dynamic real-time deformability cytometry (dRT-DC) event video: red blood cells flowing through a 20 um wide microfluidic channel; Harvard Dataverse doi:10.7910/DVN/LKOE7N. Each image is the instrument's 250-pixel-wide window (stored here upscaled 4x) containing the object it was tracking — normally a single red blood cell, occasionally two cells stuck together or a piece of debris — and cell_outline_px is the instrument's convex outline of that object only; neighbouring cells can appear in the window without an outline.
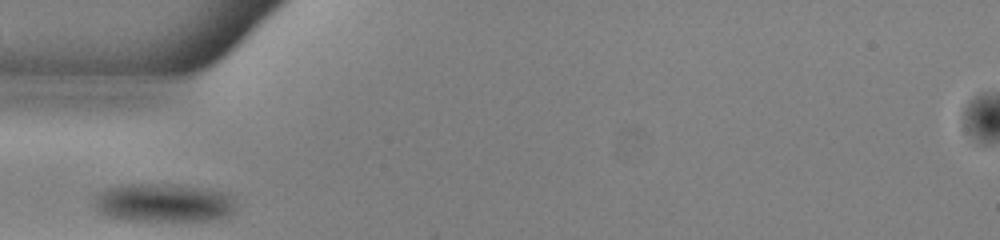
{"species": "common noctule bat (a hibernating species)", "species_latin": "Nyctalus noctula", "temperature_condition": "warm", "stored_images_in_passage": 26, "camera_frame_rate_fps": 3000, "um_per_image_px": 0.085, "animal": {"sex": "male", "body_mass_g": 13.0, "forearm_length_mm": 53.1}, "frame": {"image": 1, "passage_image": 1, "time_ms": 0.0, "image_size_px": [1000, 240], "cell_outline_px": [[236, 212], [220, 220], [128, 220], [104, 216], [92, 204], [96, 196], [104, 188], [120, 184], [172, 184], [200, 188], [224, 192], [232, 196], [236, 208]], "centroid_in_image_um": [13.9, 17.24], "position_along_channel_um": 71.1, "area_um2": 32.08}}
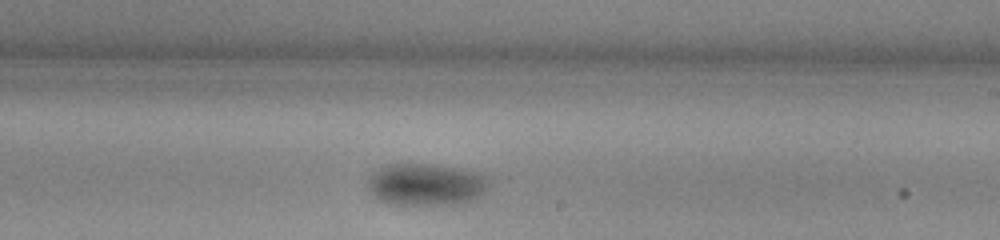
{"frame": {"image": 2, "passage_image": 15, "time_ms": 4.667, "image_size_px": [1000, 240], "cell_outline_px": [[488, 184], [480, 196], [472, 200], [452, 204], [392, 204], [380, 200], [372, 196], [368, 192], [364, 176], [388, 164], [432, 164], [476, 172]], "centroid_in_image_um": [36.04, 15.68], "position_along_channel_um": 253.0, "area_um2": 29.48}}
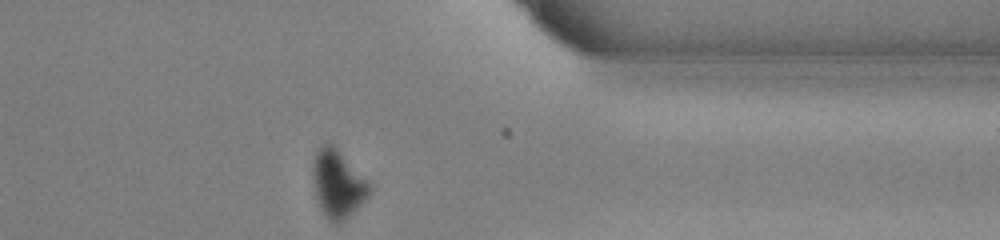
{"frame": {"image": 3, "passage_image": 26, "time_ms": 8.333, "image_size_px": [1000, 240], "cell_outline_px": [[372, 192], [340, 224], [332, 224], [328, 220], [320, 208], [316, 196], [312, 176], [312, 172], [316, 152], [324, 144], [332, 144], [336, 148], [372, 188]], "centroid_in_image_um": [28.68, 15.69], "position_along_channel_um": 382.7, "area_um2": 21.56}}